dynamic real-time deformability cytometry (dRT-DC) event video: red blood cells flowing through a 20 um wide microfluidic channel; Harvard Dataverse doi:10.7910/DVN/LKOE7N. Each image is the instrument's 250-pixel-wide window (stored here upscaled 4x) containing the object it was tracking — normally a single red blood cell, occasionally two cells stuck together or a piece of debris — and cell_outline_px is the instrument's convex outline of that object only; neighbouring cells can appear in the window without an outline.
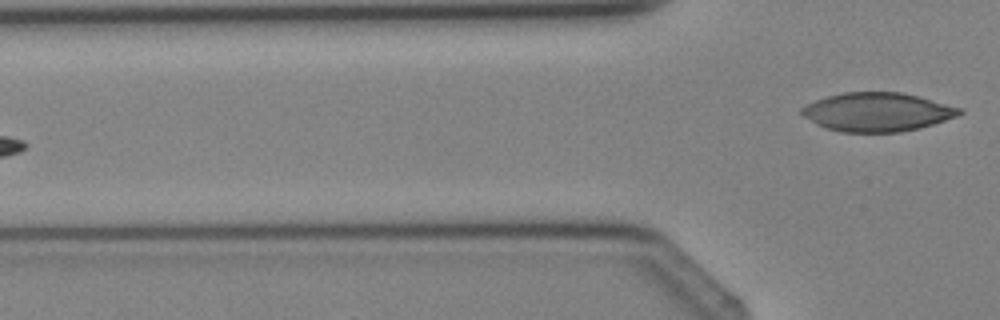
{"species": "Egyptian fruit bat (a non-hibernating species)", "species_latin": "Rousettus aegyptiacus", "temperature_condition": "cold", "stored_images_in_passage": 4, "segment_of_instrument_passage": [2, 2], "camera_frame_rate_fps": 3000, "um_per_image_px": 0.085, "animal": {"sex": "female"}, "frame": {"image": 1, "passage_image": 4, "time_ms": 4.333, "image_size_px": [1000, 320], "cell_outline_px": [[964, 112], [960, 116], [920, 128], [900, 132], [840, 132], [824, 128], [816, 124], [804, 116], [800, 112], [800, 108], [816, 100], [828, 96], [844, 92], [900, 92], [964, 108]], "centroid_in_image_um": [74.6, 9.53], "position_along_channel_um": 51.2, "area_um2": 35.72}}